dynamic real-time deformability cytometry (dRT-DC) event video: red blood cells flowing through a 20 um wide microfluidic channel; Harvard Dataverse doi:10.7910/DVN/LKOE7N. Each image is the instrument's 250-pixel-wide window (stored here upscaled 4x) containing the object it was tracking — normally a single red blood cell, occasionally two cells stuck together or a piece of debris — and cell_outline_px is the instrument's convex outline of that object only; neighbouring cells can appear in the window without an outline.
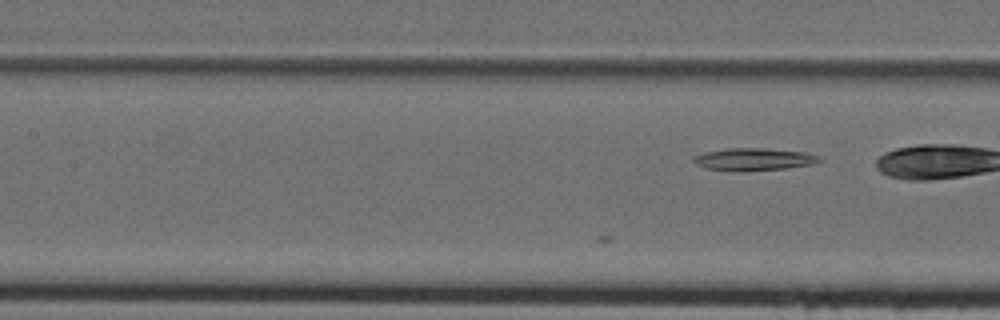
{"species": "Egyptian fruit bat (a non-hibernating species)", "species_latin": "Rousettus aegyptiacus", "temperature_condition": "cold", "stored_images_in_passage": 31, "camera_frame_rate_fps": 3000, "um_per_image_px": 0.085, "animal": {"sex": "female"}, "frame": {"image": 1, "passage_image": 16, "time_ms": 5.0, "image_size_px": [1000, 320], "cell_outline_px": [[824, 160], [812, 164], [788, 168], [740, 172], [732, 172], [704, 168], [696, 164], [692, 160], [692, 156], [704, 152], [728, 148], [764, 148], [804, 152], [820, 156]], "centroid_in_image_um": [64.03, 13.55], "position_along_channel_um": 143.4, "area_um2": 16.82}}